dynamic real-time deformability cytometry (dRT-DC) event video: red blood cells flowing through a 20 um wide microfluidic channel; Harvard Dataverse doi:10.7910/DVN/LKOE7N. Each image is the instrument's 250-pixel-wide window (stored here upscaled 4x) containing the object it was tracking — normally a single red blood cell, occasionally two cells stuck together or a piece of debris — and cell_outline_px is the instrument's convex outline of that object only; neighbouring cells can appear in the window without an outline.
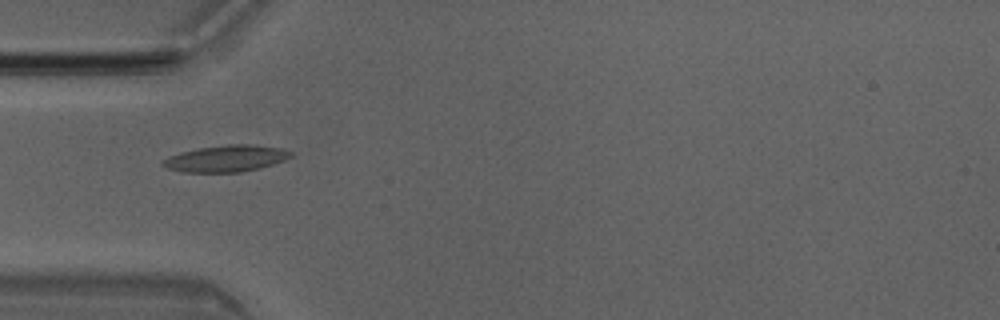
{"species": "Egyptian fruit bat (a non-hibernating species)", "species_latin": "Rousettus aegyptiacus", "temperature_condition": "room temperature", "stored_images_in_passage": 6, "camera_frame_rate_fps": 3000, "um_per_image_px": 0.085, "animal": {"sex": "male"}, "frame": {"image": 1, "passage_image": 5, "time_ms": 1.333, "image_size_px": [1000, 320], "cell_outline_px": [[292, 156], [284, 160], [260, 168], [240, 172], [184, 172], [168, 168], [160, 164], [168, 156], [180, 152], [200, 148], [228, 144], [252, 144], [284, 148], [292, 152]], "centroid_in_image_um": [19.24, 13.46], "position_along_channel_um": 65.8, "area_um2": 19.77}}